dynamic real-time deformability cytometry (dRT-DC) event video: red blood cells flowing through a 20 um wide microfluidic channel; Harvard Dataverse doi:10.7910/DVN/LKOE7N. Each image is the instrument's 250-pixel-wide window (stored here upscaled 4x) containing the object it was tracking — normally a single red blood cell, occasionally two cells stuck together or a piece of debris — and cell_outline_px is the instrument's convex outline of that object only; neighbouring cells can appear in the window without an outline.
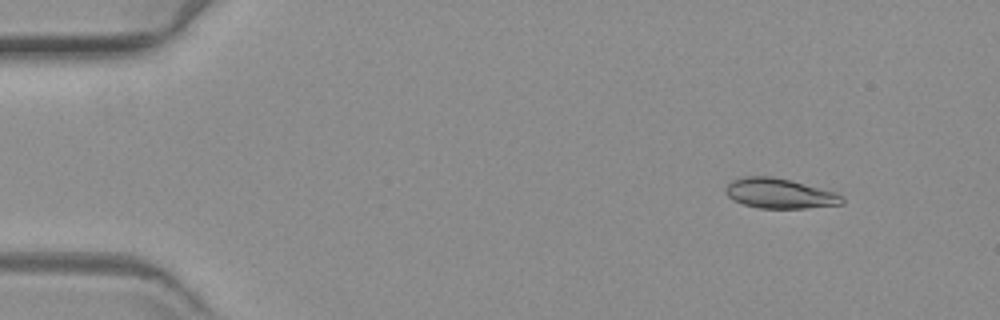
{"species": "common noctule bat (a hibernating species)", "species_latin": "Nyctalus noctula", "temperature_condition": "warm", "stored_images_in_passage": 26, "camera_frame_rate_fps": 3000, "um_per_image_px": 0.085, "animal": {"sex": "female", "body_mass_g": 19.3, "forearm_length_mm": 54.1}, "frame": {"image": 1, "passage_image": 2, "time_ms": 0.333, "image_size_px": [1000, 320], "cell_outline_px": [[844, 204], [804, 208], [760, 208], [744, 204], [728, 196], [724, 192], [724, 188], [732, 180], [748, 176], [772, 176], [836, 192], [844, 196]], "centroid_in_image_um": [66.28, 16.44], "position_along_channel_um": 18.7, "area_um2": 20.17}}
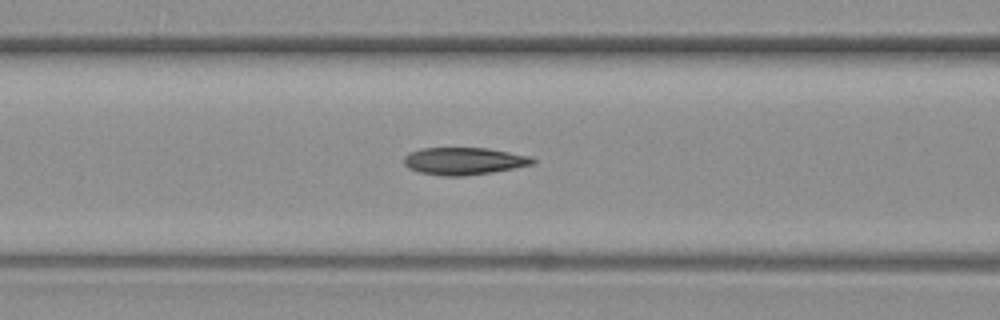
{"frame": {"image": 2, "passage_image": 20, "time_ms": 6.333, "image_size_px": [1000, 320], "cell_outline_px": [[536, 164], [492, 172], [464, 176], [444, 176], [416, 172], [408, 168], [404, 164], [404, 156], [408, 152], [420, 148], [488, 148], [532, 156], [536, 160]], "centroid_in_image_um": [39.43, 13.69], "position_along_channel_um": 127.2, "area_um2": 20.81}}
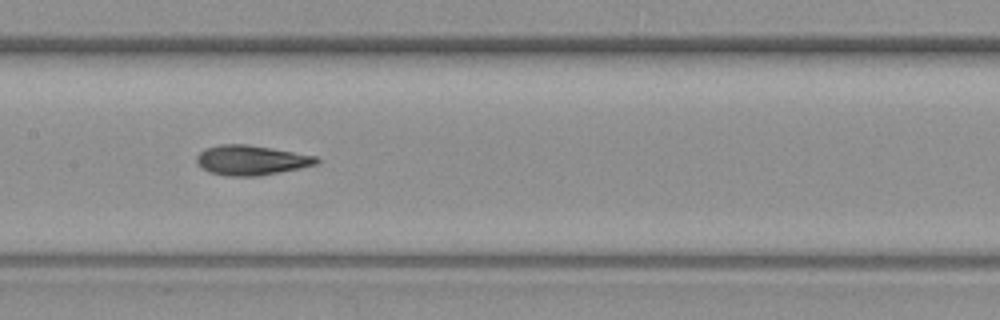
{"frame": {"image": 3, "passage_image": 25, "time_ms": 8.0, "image_size_px": [1000, 320], "cell_outline_px": [[320, 160], [316, 164], [300, 168], [260, 176], [224, 176], [208, 172], [196, 164], [196, 156], [204, 148], [220, 144], [248, 144], [272, 148], [316, 156]], "centroid_in_image_um": [21.3, 13.62], "position_along_channel_um": 186.1, "area_um2": 21.04}}